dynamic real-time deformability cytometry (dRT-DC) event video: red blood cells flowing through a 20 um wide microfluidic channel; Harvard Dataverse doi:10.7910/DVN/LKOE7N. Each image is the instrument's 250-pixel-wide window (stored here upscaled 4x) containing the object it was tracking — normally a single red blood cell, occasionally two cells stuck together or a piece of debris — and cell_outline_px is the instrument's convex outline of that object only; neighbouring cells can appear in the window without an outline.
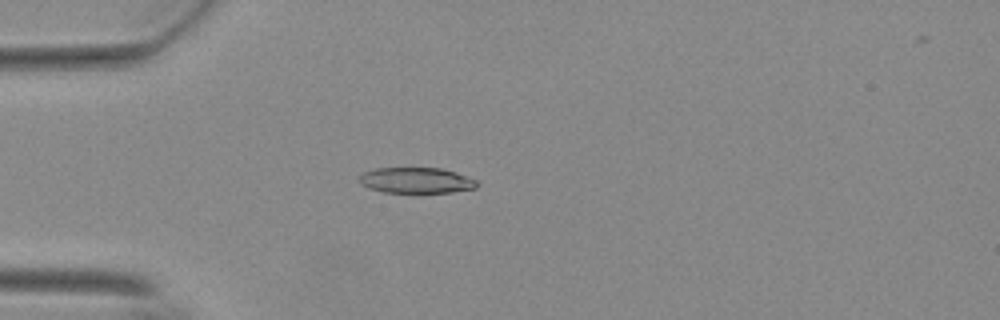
{"species": "Egyptian fruit bat (a non-hibernating species)", "species_latin": "Rousettus aegyptiacus", "temperature_condition": "warm", "stored_images_in_passage": 51, "camera_frame_rate_fps": 3000, "um_per_image_px": 0.085, "animal": {"sex": "female"}, "frame": {"image": 1, "passage_image": 11, "time_ms": 3.333, "image_size_px": [1000, 320], "cell_outline_px": [[480, 184], [476, 188], [452, 192], [384, 192], [368, 188], [360, 184], [360, 176], [364, 172], [376, 168], [440, 168], [456, 172], [476, 180]], "centroid_in_image_um": [35.4, 15.33], "position_along_channel_um": 49.6, "area_um2": 17.57}}
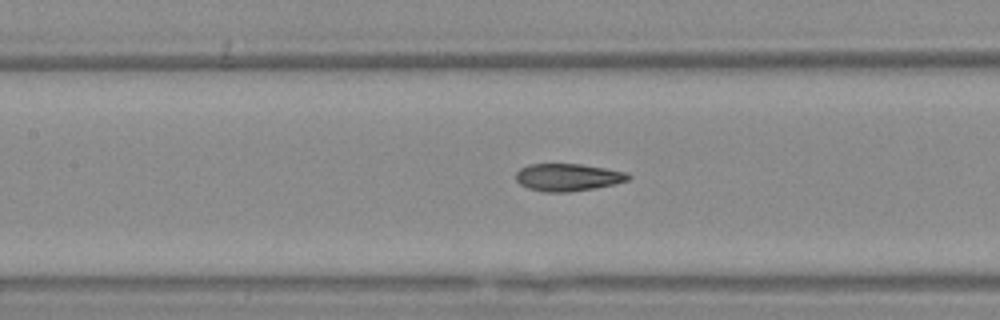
{"frame": {"image": 2, "passage_image": 21, "time_ms": 6.667, "image_size_px": [1000, 320], "cell_outline_px": [[632, 176], [628, 180], [596, 188], [568, 192], [544, 192], [528, 188], [520, 184], [516, 180], [516, 172], [520, 168], [528, 164], [580, 164], [628, 172]], "centroid_in_image_um": [48.25, 15.07], "position_along_channel_um": 159.1, "area_um2": 17.98}}
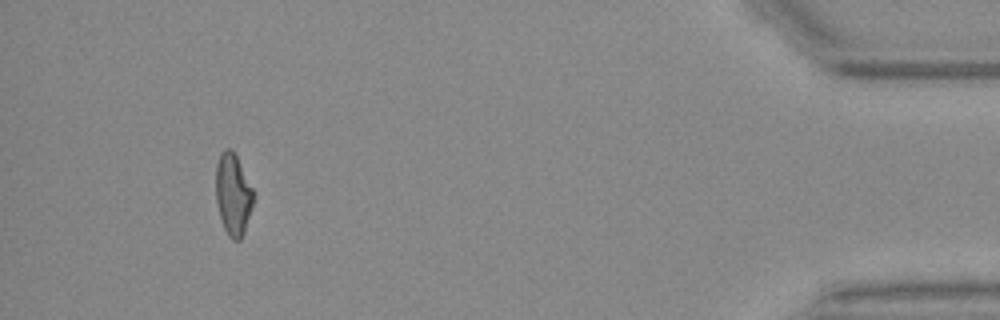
{"frame": {"image": 3, "passage_image": 47, "time_ms": 15.333, "image_size_px": [1000, 320], "cell_outline_px": [[256, 196], [244, 232], [240, 240], [232, 240], [228, 236], [224, 228], [220, 216], [216, 200], [216, 164], [220, 152], [224, 148], [232, 148], [256, 192]], "centroid_in_image_um": [19.84, 16.49], "position_along_channel_um": 415.4, "area_um2": 18.32}, "authors_computed_cell_mechanics": {"area_um2": 18.2648, "velocity_mm_per_s": 3.7224, "shape_relaxation_time_tau1_ms": null, "shape_relaxation_time_tau2_ms": 2.2898, "deformation_change_tau1": null, "deformation_change_tau2": 0.0983}}